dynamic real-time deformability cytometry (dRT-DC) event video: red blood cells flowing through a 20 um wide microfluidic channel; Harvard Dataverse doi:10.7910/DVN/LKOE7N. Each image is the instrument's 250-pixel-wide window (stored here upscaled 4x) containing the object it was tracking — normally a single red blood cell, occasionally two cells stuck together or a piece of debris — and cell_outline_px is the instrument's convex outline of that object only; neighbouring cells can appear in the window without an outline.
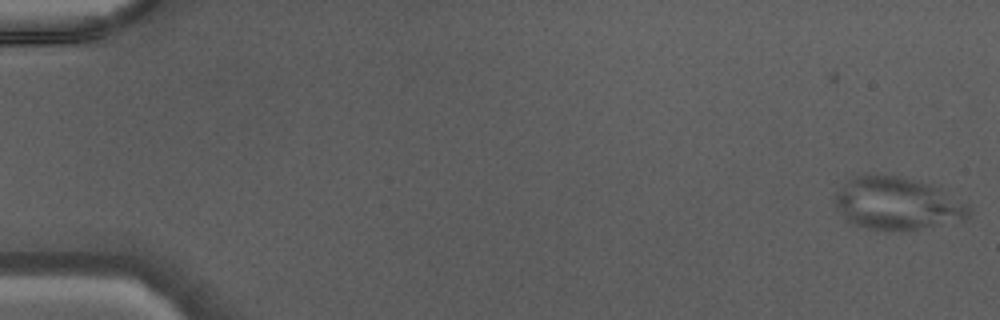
{"species": "Egyptian fruit bat (a non-hibernating species)", "species_latin": "Rousettus aegyptiacus", "temperature_condition": "warm", "stored_images_in_passage": 28, "camera_frame_rate_fps": 3000, "um_per_image_px": 0.085, "animal": {"sex": "male"}, "frame": {"image": 1, "passage_image": 1, "time_ms": 0.0, "image_size_px": [1000, 320], "cell_outline_px": [[972, 208], [968, 216], [964, 220], [900, 232], [868, 228], [852, 224], [844, 216], [836, 204], [836, 192], [848, 180], [856, 176], [896, 176], [932, 184], [968, 204]], "centroid_in_image_um": [76.31, 17.33], "position_along_channel_um": 8.7, "area_um2": 40.58}}
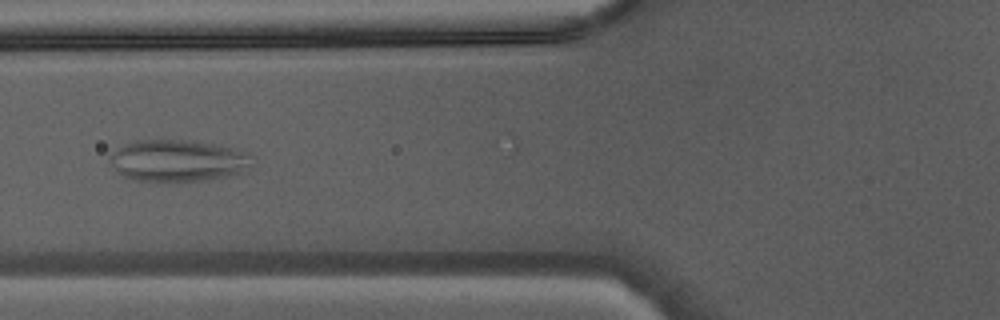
{"frame": {"image": 2, "passage_image": 19, "time_ms": 6.0, "image_size_px": [1000, 320], "cell_outline_px": [[252, 156], [248, 172], [204, 180], [180, 184], [140, 184], [116, 172], [108, 164], [108, 156], [112, 152], [136, 140], [176, 140], [212, 144], [244, 152]], "centroid_in_image_um": [15.02, 13.75], "position_along_channel_um": 110.8, "area_um2": 35.72}}